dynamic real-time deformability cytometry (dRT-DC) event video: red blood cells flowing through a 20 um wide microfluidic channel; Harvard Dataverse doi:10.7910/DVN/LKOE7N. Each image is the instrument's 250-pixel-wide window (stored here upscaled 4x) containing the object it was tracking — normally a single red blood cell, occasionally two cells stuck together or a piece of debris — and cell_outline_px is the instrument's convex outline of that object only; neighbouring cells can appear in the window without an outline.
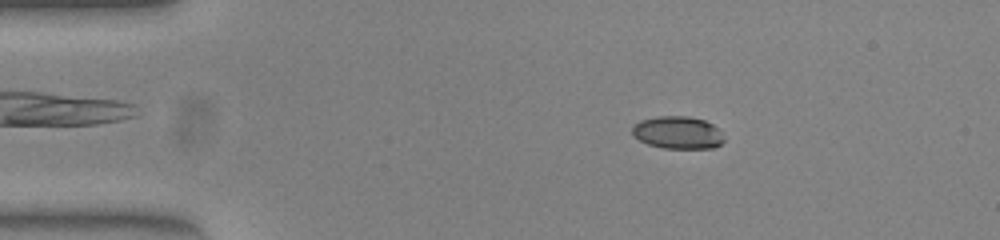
{"species": "common noctule bat (a hibernating species)", "species_latin": "Nyctalus noctula", "temperature_condition": "warm", "stored_images_in_passage": 50, "segment_of_instrument_passage": [1, 2], "camera_frame_rate_fps": 3000, "um_per_image_px": 0.085, "animal": {"sex": "female", "body_mass_g": 23.0, "forearm_length_mm": 53.4}, "frame": {"image": 1, "passage_image": 5, "time_ms": 1.333, "image_size_px": [1000, 240], "cell_outline_px": [[724, 140], [720, 144], [712, 148], [664, 148], [648, 144], [632, 136], [632, 128], [640, 120], [660, 116], [688, 116], [704, 120], [712, 124], [720, 132]], "centroid_in_image_um": [57.59, 11.27], "position_along_channel_um": 27.4, "area_um2": 17.22}}
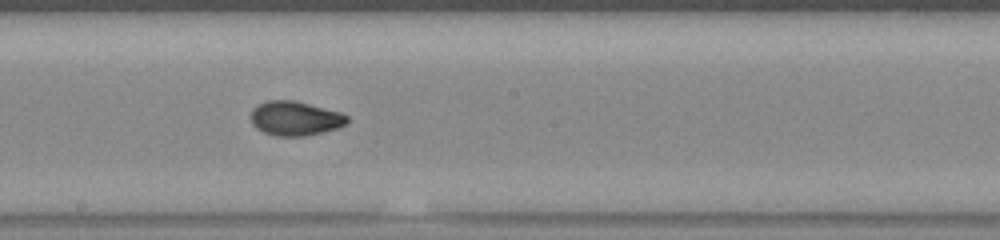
{"frame": {"image": 2, "passage_image": 25, "time_ms": 8.0, "image_size_px": [1000, 240], "cell_outline_px": [[348, 120], [344, 124], [336, 128], [324, 132], [308, 136], [276, 136], [264, 132], [256, 128], [252, 124], [252, 108], [256, 104], [268, 100], [292, 100], [340, 112], [348, 116]], "centroid_in_image_um": [25.06, 10.07], "position_along_channel_um": 223.1, "area_um2": 19.19}}
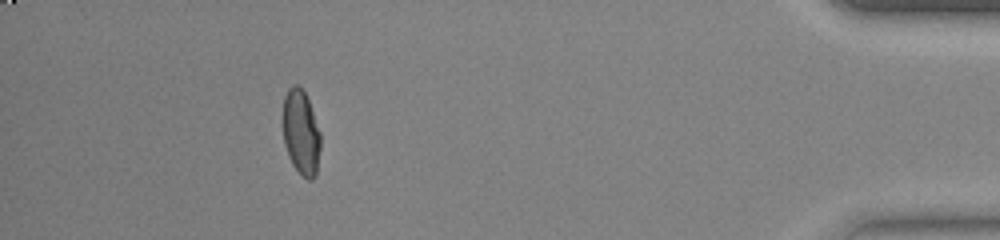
{"frame": {"image": 3, "passage_image": 44, "time_ms": 14.333, "image_size_px": [1000, 240], "cell_outline_px": [[320, 148], [316, 176], [312, 180], [308, 180], [292, 164], [288, 156], [284, 144], [284, 96], [288, 88], [292, 84], [296, 84], [304, 92], [308, 100], [320, 132]], "centroid_in_image_um": [25.59, 11.27], "position_along_channel_um": 409.6, "area_um2": 18.38}}